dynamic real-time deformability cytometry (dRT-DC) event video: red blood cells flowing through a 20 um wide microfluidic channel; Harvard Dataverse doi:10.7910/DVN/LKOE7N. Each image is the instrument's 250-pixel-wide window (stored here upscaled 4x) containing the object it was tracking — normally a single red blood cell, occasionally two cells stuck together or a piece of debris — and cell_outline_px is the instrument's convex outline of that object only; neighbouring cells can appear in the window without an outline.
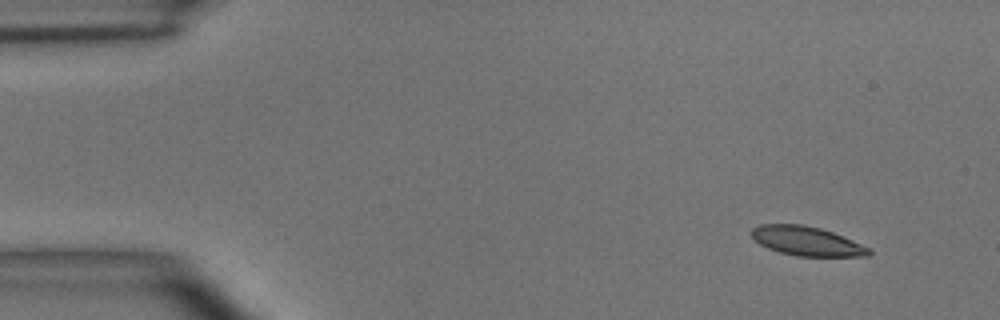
{"species": "common noctule bat (a hibernating species)", "species_latin": "Nyctalus noctula", "temperature_condition": "room temperature", "stored_images_in_passage": 4, "camera_frame_rate_fps": 3000, "um_per_image_px": 0.085, "animal": {"sex": "male", "body_mass_g": 15.6}, "frame": {"image": 1, "passage_image": 1, "time_ms": 0.0, "image_size_px": [1000, 320], "cell_outline_px": [[872, 252], [868, 256], [796, 256], [780, 252], [768, 248], [752, 240], [748, 232], [752, 228], [760, 224], [804, 224], [820, 228], [832, 232], [872, 248]], "centroid_in_image_um": [68.53, 20.48], "position_along_channel_um": 16.5, "area_um2": 20.23}}
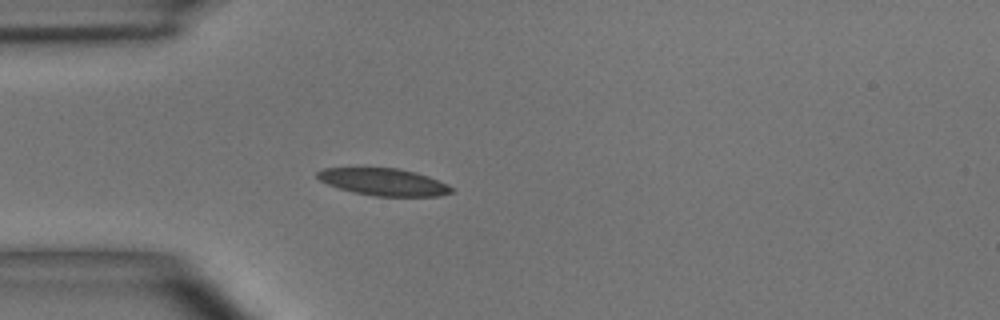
{"frame": {"image": 2, "passage_image": 4, "time_ms": 3.333, "image_size_px": [1000, 320], "cell_outline_px": [[456, 188], [452, 192], [440, 196], [376, 196], [356, 192], [340, 188], [328, 184], [320, 180], [316, 176], [316, 172], [324, 168], [400, 168], [416, 172], [428, 176], [448, 184]], "centroid_in_image_um": [32.67, 15.46], "position_along_channel_um": 52.3, "area_um2": 21.15}}